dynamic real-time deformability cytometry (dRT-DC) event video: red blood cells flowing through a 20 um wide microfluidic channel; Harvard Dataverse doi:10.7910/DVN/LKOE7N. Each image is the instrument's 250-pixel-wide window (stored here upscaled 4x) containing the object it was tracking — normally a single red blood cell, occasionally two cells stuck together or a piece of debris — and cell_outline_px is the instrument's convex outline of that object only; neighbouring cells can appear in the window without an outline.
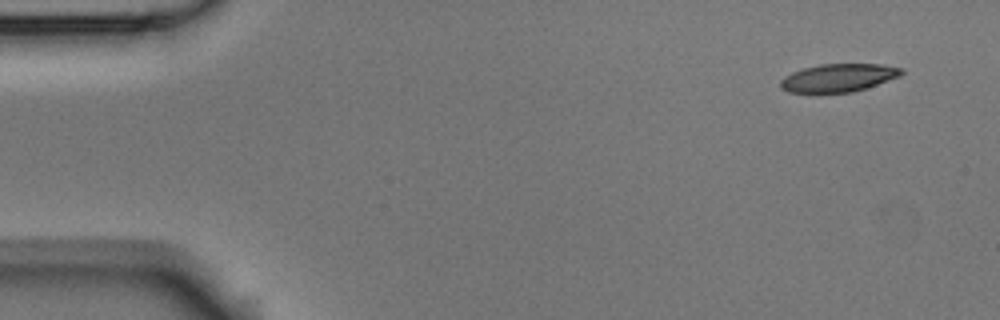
{"species": "Egyptian fruit bat (a non-hibernating species)", "species_latin": "Rousettus aegyptiacus", "temperature_condition": "room temperature", "stored_images_in_passage": 3, "camera_frame_rate_fps": 3000, "um_per_image_px": 0.085, "animal": {"sex": "male"}, "frame": {"image": 1, "passage_image": 1, "time_ms": 0.0, "image_size_px": [1000, 320], "cell_outline_px": [[904, 72], [900, 76], [852, 92], [788, 92], [780, 88], [780, 80], [784, 76], [792, 72], [804, 68], [820, 64], [880, 64], [904, 68]], "centroid_in_image_um": [71.25, 6.6], "position_along_channel_um": 13.7, "area_um2": 19.59}}